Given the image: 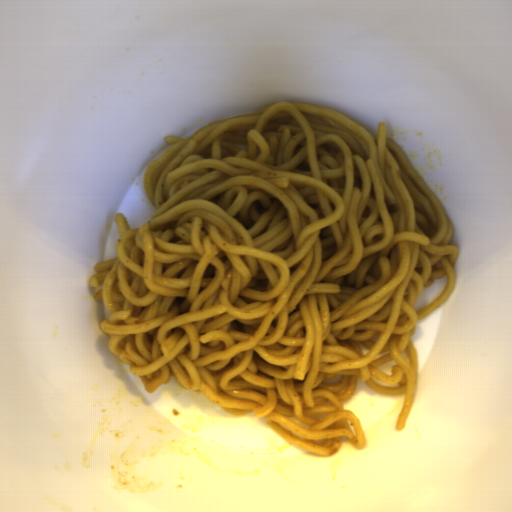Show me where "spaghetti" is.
<instances>
[{
	"mask_svg": "<svg viewBox=\"0 0 512 512\" xmlns=\"http://www.w3.org/2000/svg\"><path fill=\"white\" fill-rule=\"evenodd\" d=\"M143 173L156 212L114 221L116 257L88 278L110 313L107 347L146 393L171 377L233 416L336 455L367 438L342 401L358 379L403 395L418 384L411 339L453 293L459 249L440 200L385 122L376 135L331 108L276 101L215 120ZM446 288L412 309L425 287Z\"/></svg>",
	"mask_w": 512,
	"mask_h": 512,
	"instance_id": "obj_1",
	"label": "spaghetti"
}]
</instances>
